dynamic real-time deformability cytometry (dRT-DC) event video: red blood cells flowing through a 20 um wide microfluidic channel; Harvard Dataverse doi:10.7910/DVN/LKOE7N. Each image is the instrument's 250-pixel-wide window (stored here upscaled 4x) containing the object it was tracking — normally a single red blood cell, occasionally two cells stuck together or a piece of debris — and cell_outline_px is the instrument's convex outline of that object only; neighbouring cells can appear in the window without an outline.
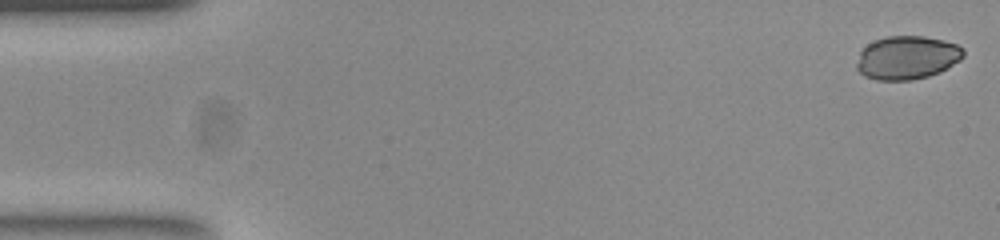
{"species": "common noctule bat (a hibernating species)", "species_latin": "Nyctalus noctula", "temperature_condition": "room temperature", "stored_images_in_passage": 52, "camera_frame_rate_fps": 3000, "um_per_image_px": 0.085, "animal": {"sex": "female", "body_mass_g": 23.0, "forearm_length_mm": 53.4}, "frame": {"image": 1, "passage_image": 1, "time_ms": 0.0, "image_size_px": [1000, 240], "cell_outline_px": [[964, 56], [960, 60], [940, 72], [928, 76], [912, 80], [876, 80], [864, 76], [856, 68], [856, 64], [860, 48], [876, 40], [888, 36], [924, 36], [944, 40], [956, 44], [964, 48]], "centroid_in_image_um": [77.09, 4.9], "position_along_channel_um": 7.9, "area_um2": 27.22}}
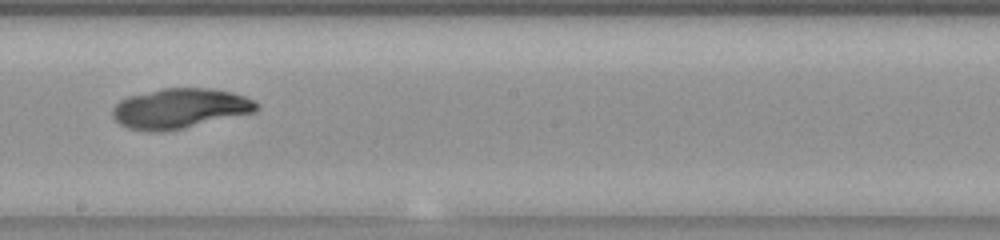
{"frame": {"image": 2, "passage_image": 29, "time_ms": 9.333, "image_size_px": [1000, 240], "cell_outline_px": [[260, 108], [256, 112], [184, 128], [164, 132], [148, 132], [128, 128], [120, 124], [112, 116], [112, 108], [120, 100], [128, 96], [160, 88], [212, 88], [232, 92], [256, 100], [260, 104]], "centroid_in_image_um": [15.31, 9.22], "position_along_channel_um": 232.9, "area_um2": 34.04}}
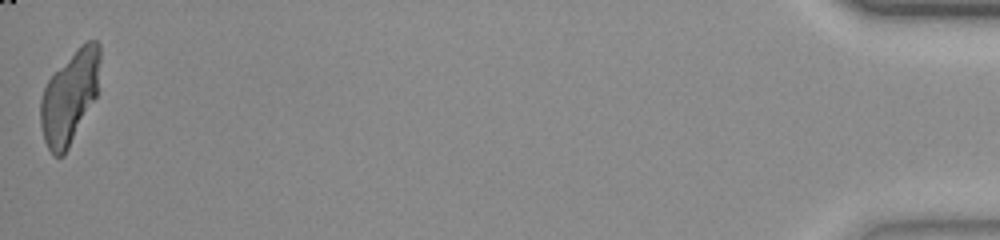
{"frame": {"image": 3, "passage_image": 52, "time_ms": 17.0, "image_size_px": [1000, 240], "cell_outline_px": [[100, 60], [96, 96], [64, 156], [52, 156], [44, 140], [40, 124], [40, 100], [44, 88], [48, 80], [80, 44], [88, 40], [96, 40], [100, 44]], "centroid_in_image_um": [5.91, 8.25], "position_along_channel_um": 429.3, "area_um2": 31.85}}